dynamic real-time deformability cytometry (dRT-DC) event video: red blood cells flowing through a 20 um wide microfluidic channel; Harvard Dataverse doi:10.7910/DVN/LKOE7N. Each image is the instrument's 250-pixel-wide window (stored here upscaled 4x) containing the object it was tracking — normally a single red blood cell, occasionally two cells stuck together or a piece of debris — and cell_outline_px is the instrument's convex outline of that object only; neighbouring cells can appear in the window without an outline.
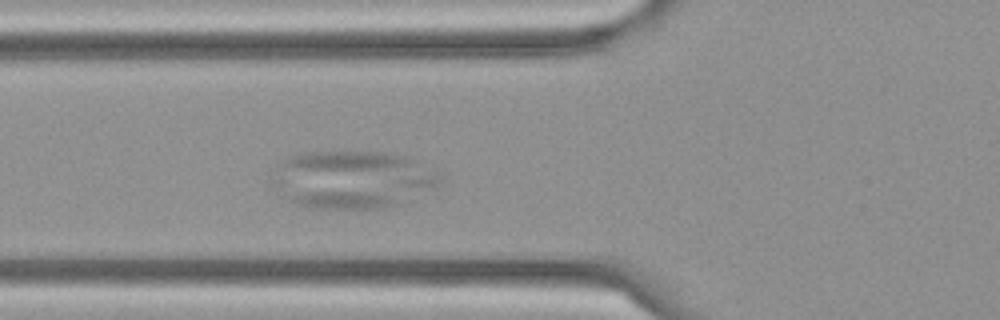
{"species": "Egyptian fruit bat (a non-hibernating species)", "species_latin": "Rousettus aegyptiacus", "temperature_condition": "cold", "stored_images_in_passage": 33, "segment_of_instrument_passage": [2, 3], "camera_frame_rate_fps": 3000, "um_per_image_px": 0.085, "frame": {"image": 1, "passage_image": 7, "time_ms": 2.0, "image_size_px": [1000, 320], "cell_outline_px": [[444, 176], [436, 184], [400, 204], [384, 208], [312, 208], [288, 200], [272, 188], [272, 184], [276, 168], [288, 156], [296, 152], [384, 152], [408, 156]], "centroid_in_image_um": [29.9, 15.24], "position_along_channel_um": 95.9, "area_um2": 56.12}}